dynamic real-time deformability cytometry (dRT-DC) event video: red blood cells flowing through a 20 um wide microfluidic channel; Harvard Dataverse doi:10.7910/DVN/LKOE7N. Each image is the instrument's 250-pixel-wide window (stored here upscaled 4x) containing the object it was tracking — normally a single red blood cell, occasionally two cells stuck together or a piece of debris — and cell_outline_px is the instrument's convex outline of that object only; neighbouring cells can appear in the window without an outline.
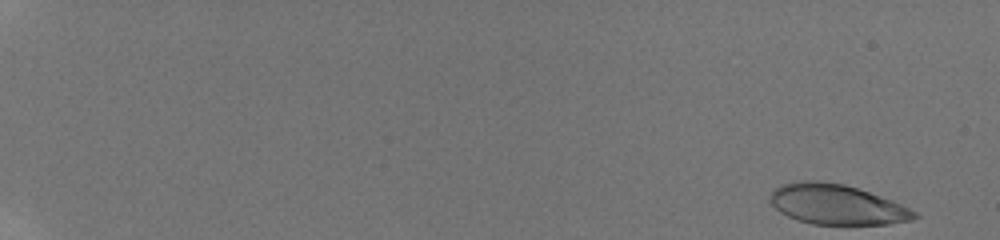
{"species": "human", "species_latin": "Homo sapiens", "temperature_condition": "room temperature", "stored_images_in_passage": 12, "camera_frame_rate_fps": 3000, "um_per_image_px": 0.085, "donor": {"sex": "male"}, "frame": {"image": 1, "passage_image": 1, "time_ms": 0.0, "image_size_px": [1000, 240], "cell_outline_px": [[920, 216], [912, 220], [888, 224], [812, 224], [796, 220], [780, 212], [768, 200], [772, 192], [776, 188], [784, 184], [800, 180], [820, 180], [844, 184], [892, 200], [916, 212]], "centroid_in_image_um": [71.11, 17.38], "position_along_channel_um": 13.9, "area_um2": 33.58}}
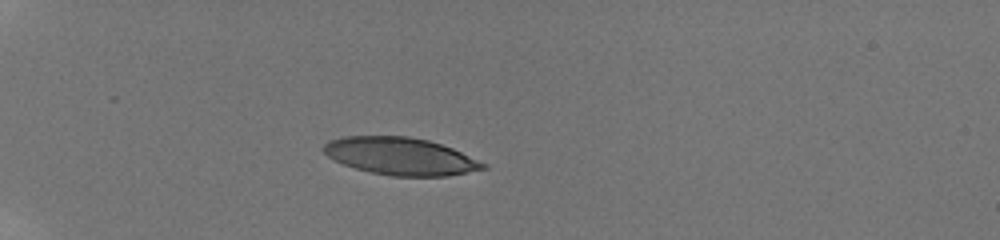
{"frame": {"image": 2, "passage_image": 8, "time_ms": 5.333, "image_size_px": [1000, 240], "cell_outline_px": [[488, 168], [448, 176], [392, 176], [372, 172], [356, 168], [344, 164], [328, 156], [324, 152], [324, 144], [328, 140], [344, 136], [408, 136], [428, 140], [452, 148], [488, 164]], "centroid_in_image_um": [34.07, 13.27], "position_along_channel_um": 50.9, "area_um2": 34.62}}
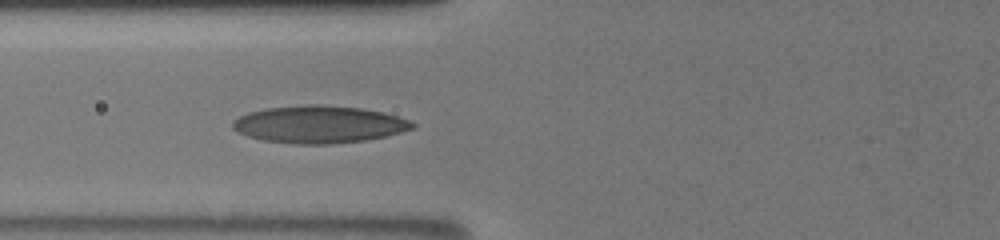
{"frame": {"image": 3, "passage_image": 11, "time_ms": 7.667, "image_size_px": [1000, 240], "cell_outline_px": [[416, 128], [384, 136], [364, 140], [328, 144], [296, 144], [264, 140], [248, 136], [232, 128], [232, 120], [248, 112], [264, 108], [308, 104], [316, 104], [360, 108], [384, 112], [408, 120], [416, 124]], "centroid_in_image_um": [27.1, 10.56], "position_along_channel_um": 98.7, "area_um2": 38.96}}